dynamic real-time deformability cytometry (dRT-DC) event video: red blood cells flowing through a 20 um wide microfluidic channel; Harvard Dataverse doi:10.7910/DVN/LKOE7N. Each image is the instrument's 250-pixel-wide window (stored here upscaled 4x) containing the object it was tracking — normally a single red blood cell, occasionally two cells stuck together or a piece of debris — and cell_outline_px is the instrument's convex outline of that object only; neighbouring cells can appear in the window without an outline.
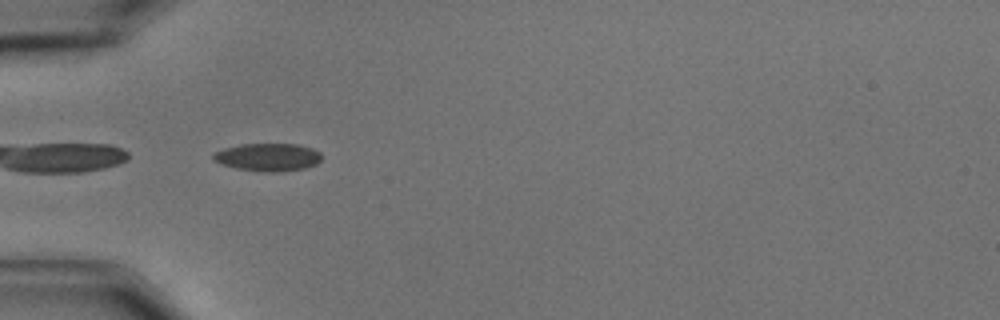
{"species": "common noctule bat (a hibernating species)", "species_latin": "Nyctalus noctula", "temperature_condition": "cold", "stored_images_in_passage": 4, "camera_frame_rate_fps": 3000, "um_per_image_px": 0.085, "animal": {"sex": "male", "body_mass_g": 15.6}, "frame": {"image": 1, "passage_image": 1, "time_ms": 0.0, "image_size_px": [1000, 320], "cell_outline_px": [[320, 160], [316, 164], [304, 168], [276, 172], [264, 172], [236, 168], [212, 160], [212, 152], [224, 148], [240, 144], [296, 144], [312, 148], [320, 152]], "centroid_in_image_um": [22.74, 13.35], "position_along_channel_um": 62.3, "area_um2": 17.51}}